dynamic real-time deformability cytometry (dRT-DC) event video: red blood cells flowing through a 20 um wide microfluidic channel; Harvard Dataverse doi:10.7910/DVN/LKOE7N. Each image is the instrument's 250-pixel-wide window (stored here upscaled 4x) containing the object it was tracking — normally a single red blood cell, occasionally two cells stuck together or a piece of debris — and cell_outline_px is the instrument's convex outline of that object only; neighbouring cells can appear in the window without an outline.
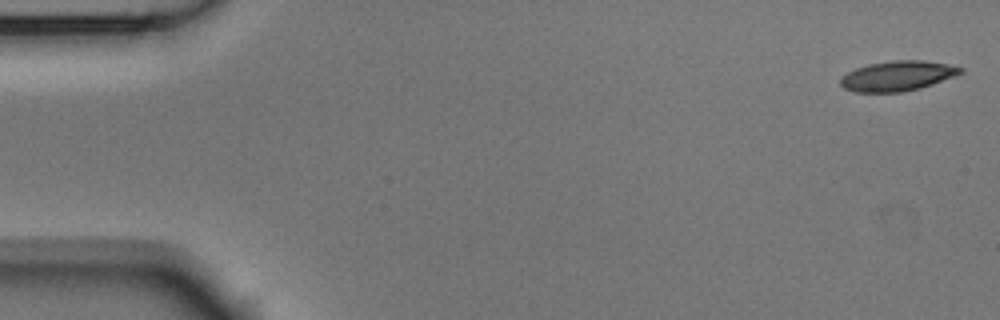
{"species": "Egyptian fruit bat (a non-hibernating species)", "species_latin": "Rousettus aegyptiacus", "temperature_condition": "room temperature", "stored_images_in_passage": 54, "camera_frame_rate_fps": 3000, "um_per_image_px": 0.085, "animal": {"sex": "male"}, "frame": {"image": 1, "passage_image": 1, "time_ms": 0.0, "image_size_px": [1000, 320], "cell_outline_px": [[964, 72], [920, 88], [900, 92], [856, 92], [844, 88], [840, 84], [840, 80], [848, 72], [856, 68], [868, 64], [892, 60], [924, 60], [948, 64], [964, 68]], "centroid_in_image_um": [76.29, 6.44], "position_along_channel_um": 8.7, "area_um2": 20.81}}
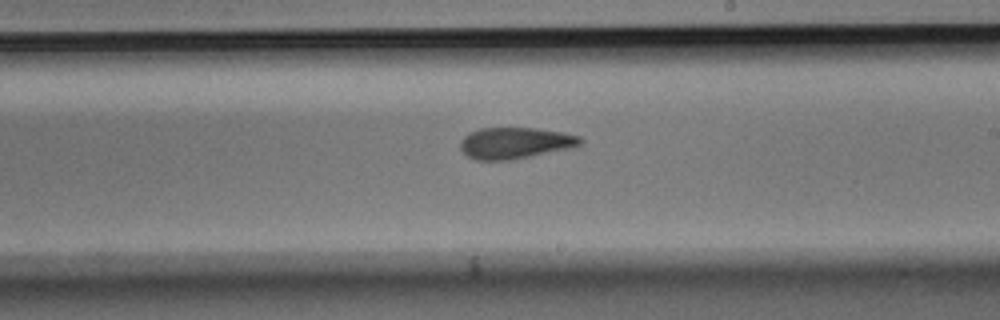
{"frame": {"image": 2, "passage_image": 31, "time_ms": 10.0, "image_size_px": [1000, 320], "cell_outline_px": [[584, 140], [580, 144], [572, 148], [508, 160], [476, 160], [468, 156], [460, 148], [460, 140], [464, 136], [480, 128], [536, 128], [564, 132], [580, 136]], "centroid_in_image_um": [43.8, 12.15], "position_along_channel_um": 245.2, "area_um2": 21.85}}
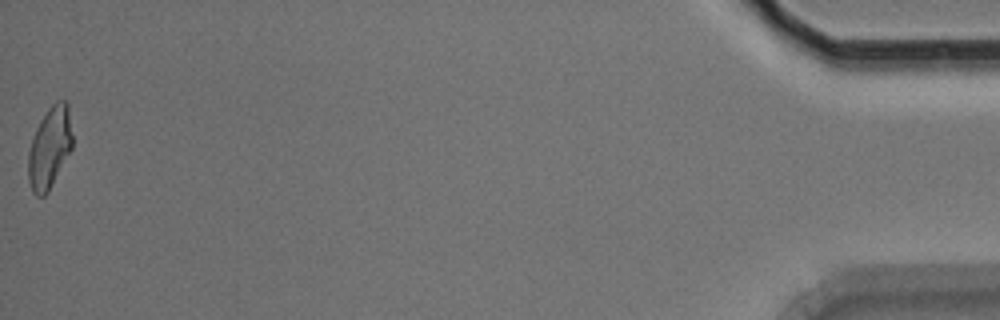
{"frame": {"image": 3, "passage_image": 54, "time_ms": 17.667, "image_size_px": [1000, 320], "cell_outline_px": [[72, 148], [48, 192], [44, 196], [36, 196], [32, 192], [28, 180], [28, 152], [36, 128], [40, 120], [48, 108], [56, 100], [68, 100], [72, 136]], "centroid_in_image_um": [4.22, 12.53], "position_along_channel_um": 431.0, "area_um2": 21.04}, "authors_computed_cell_mechanics": {"area_um2": 21.7906, "velocity_mm_per_s": 3.6993, "shape_relaxation_time_tau1_ms": 5.8564, "shape_relaxation_time_tau2_ms": 2.8635, "deformation_change_tau1": 0.178, "deformation_change_tau2": 0.1037}}